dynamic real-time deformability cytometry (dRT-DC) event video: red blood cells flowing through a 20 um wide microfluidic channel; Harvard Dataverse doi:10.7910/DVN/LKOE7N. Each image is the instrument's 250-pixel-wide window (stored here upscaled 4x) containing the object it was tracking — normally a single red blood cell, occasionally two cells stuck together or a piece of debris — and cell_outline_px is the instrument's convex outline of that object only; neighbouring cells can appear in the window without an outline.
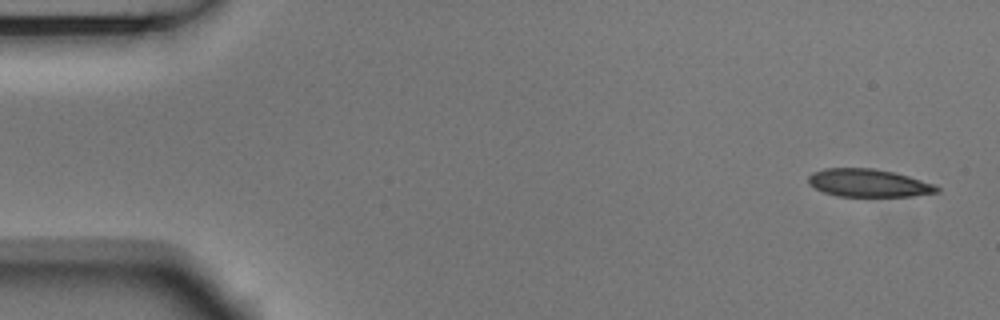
{"species": "Egyptian fruit bat (a non-hibernating species)", "species_latin": "Rousettus aegyptiacus", "temperature_condition": "room temperature", "stored_images_in_passage": 5, "camera_frame_rate_fps": 3000, "um_per_image_px": 0.085, "animal": {"sex": "male"}, "frame": {"image": 1, "passage_image": 1, "time_ms": 0.0, "image_size_px": [1000, 320], "cell_outline_px": [[940, 192], [912, 196], [836, 196], [824, 192], [808, 184], [808, 176], [812, 172], [824, 168], [872, 168], [892, 172], [908, 176], [936, 184], [940, 188]], "centroid_in_image_um": [73.83, 15.55], "position_along_channel_um": 11.2, "area_um2": 20.92}}
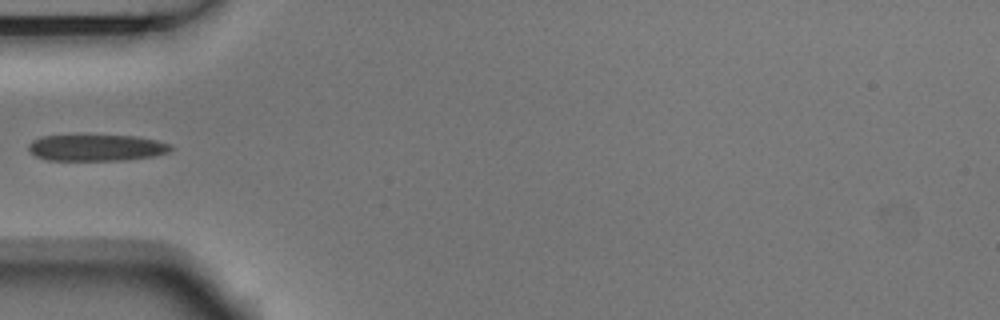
{"frame": {"image": 2, "passage_image": 5, "time_ms": 1.333, "image_size_px": [1000, 320], "cell_outline_px": [[176, 148], [168, 152], [156, 156], [124, 160], [48, 160], [36, 156], [28, 148], [28, 144], [32, 140], [40, 136], [84, 132], [140, 136], [172, 144]], "centroid_in_image_um": [8.22, 12.49], "position_along_channel_um": 76.8, "area_um2": 23.41}}